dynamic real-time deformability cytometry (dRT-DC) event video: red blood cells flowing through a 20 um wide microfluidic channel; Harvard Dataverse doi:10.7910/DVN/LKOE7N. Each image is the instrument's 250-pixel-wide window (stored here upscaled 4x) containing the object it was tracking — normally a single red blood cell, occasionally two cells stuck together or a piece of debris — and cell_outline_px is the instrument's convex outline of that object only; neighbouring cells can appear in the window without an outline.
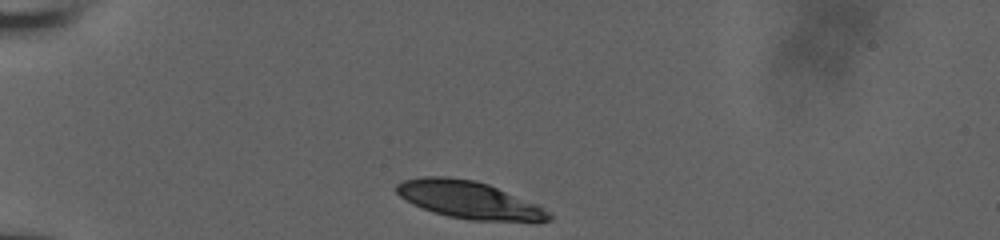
{"species": "human", "species_latin": "Homo sapiens", "temperature_condition": "room temperature", "stored_images_in_passage": 33, "camera_frame_rate_fps": 3000, "um_per_image_px": 0.085, "donor": {"sex": "male"}, "frame": {"image": 1, "passage_image": 1, "time_ms": 0.0, "image_size_px": [1000, 240], "cell_outline_px": [[552, 220], [536, 224], [468, 220], [448, 216], [412, 204], [404, 200], [396, 192], [396, 184], [400, 180], [424, 176], [448, 176], [476, 180], [488, 184], [536, 204], [552, 212]], "centroid_in_image_um": [39.95, 17.03], "position_along_channel_um": 45.0, "area_um2": 34.1}}
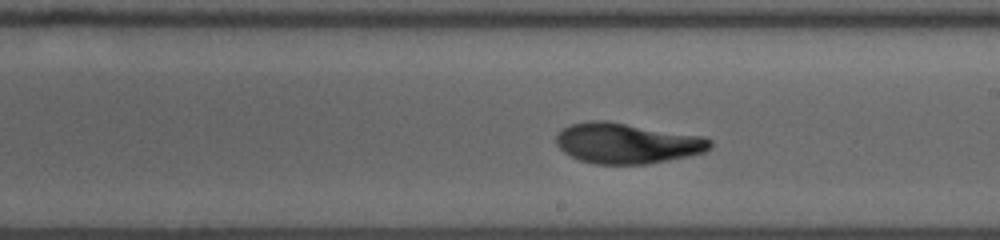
{"frame": {"image": 2, "passage_image": 19, "time_ms": 6.0, "image_size_px": [1000, 240], "cell_outline_px": [[712, 148], [704, 152], [688, 156], [648, 164], [596, 164], [580, 160], [564, 152], [556, 144], [556, 136], [564, 128], [572, 124], [588, 120], [604, 120], [704, 136], [712, 140]], "centroid_in_image_um": [53.32, 12.17], "position_along_channel_um": 235.7, "area_um2": 36.3}}
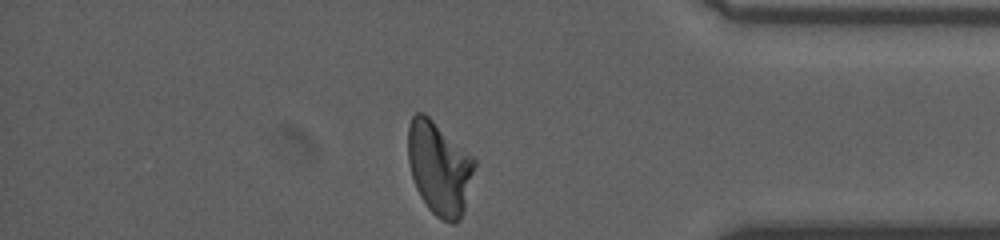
{"frame": {"image": 3, "passage_image": 33, "time_ms": 10.667, "image_size_px": [1000, 240], "cell_outline_px": [[476, 164], [464, 212], [460, 220], [456, 224], [452, 224], [436, 216], [428, 208], [420, 196], [416, 188], [412, 176], [408, 160], [408, 124], [412, 116], [416, 112], [424, 112], [472, 156], [476, 160]], "centroid_in_image_um": [37.34, 14.3], "position_along_channel_um": 397.9, "area_um2": 36.18}, "authors_computed_cell_mechanics": {"area_um2": 36.0094, "velocity_mm_per_s": 3.9002, "shape_relaxation_time_tau1_ms": 5.7513, "shape_relaxation_time_tau2_ms": 1.6033, "deformation_change_tau1": 0.1767, "deformation_change_tau2": 0.0613}}